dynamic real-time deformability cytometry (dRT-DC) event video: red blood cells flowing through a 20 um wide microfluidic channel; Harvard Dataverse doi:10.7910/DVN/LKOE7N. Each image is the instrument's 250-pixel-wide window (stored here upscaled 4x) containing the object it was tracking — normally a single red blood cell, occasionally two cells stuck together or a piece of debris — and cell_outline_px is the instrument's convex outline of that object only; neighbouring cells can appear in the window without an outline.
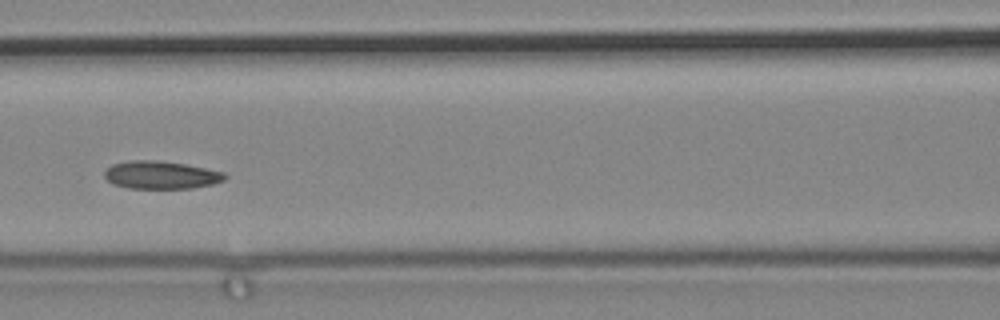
{"species": "common noctule bat (a hibernating species)", "species_latin": "Nyctalus noctula", "temperature_condition": "cold", "stored_images_in_passage": 15, "camera_frame_rate_fps": 3000, "um_per_image_px": 0.085, "animal": {"sex": "male", "body_mass_g": 19.2, "forearm_length_mm": 51.8}, "frame": {"image": 1, "passage_image": 7, "time_ms": 2.0, "image_size_px": [1000, 320], "cell_outline_px": [[228, 176], [224, 180], [212, 184], [192, 188], [128, 188], [112, 184], [104, 176], [104, 168], [112, 164], [128, 160], [156, 160], [184, 164], [224, 172]], "centroid_in_image_um": [13.63, 14.87], "position_along_channel_um": 153.0, "area_um2": 19.59}}
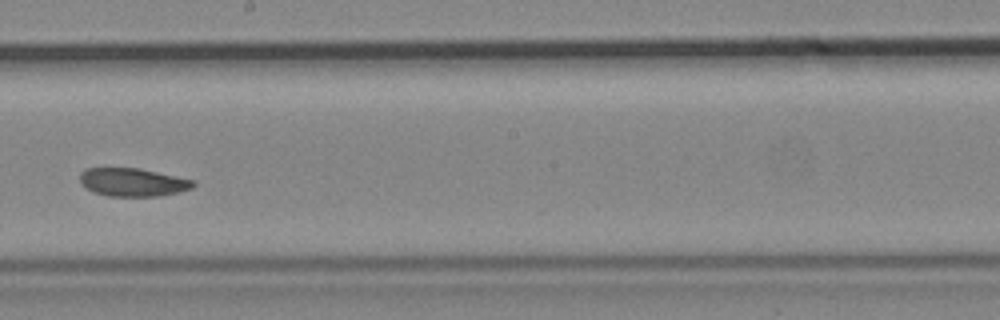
{"frame": {"image": 2, "passage_image": 9, "time_ms": 2.667, "image_size_px": [1000, 320], "cell_outline_px": [[196, 184], [192, 188], [180, 192], [160, 196], [108, 196], [96, 192], [88, 188], [80, 180], [80, 172], [84, 168], [140, 168], [196, 180]], "centroid_in_image_um": [11.35, 15.48], "position_along_channel_um": 236.9, "area_um2": 18.67}}
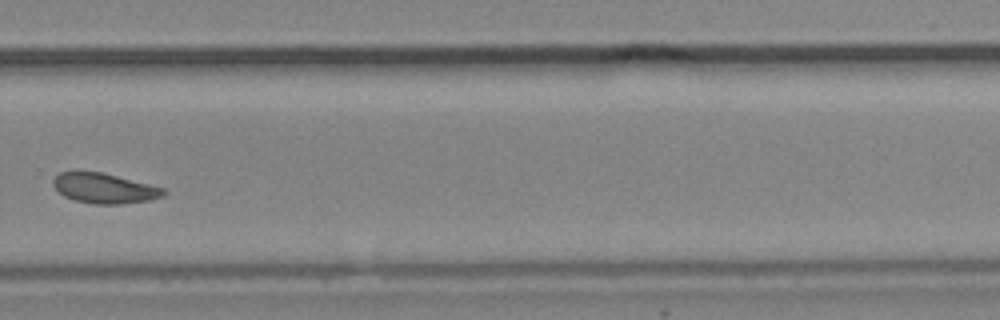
{"frame": {"image": 3, "passage_image": 11, "time_ms": 3.333, "image_size_px": [1000, 320], "cell_outline_px": [[168, 192], [164, 196], [148, 200], [120, 204], [92, 204], [72, 200], [64, 196], [52, 184], [52, 180], [60, 172], [100, 172], [164, 188]], "centroid_in_image_um": [8.86, 16.02], "position_along_channel_um": 320.9, "area_um2": 19.13}}